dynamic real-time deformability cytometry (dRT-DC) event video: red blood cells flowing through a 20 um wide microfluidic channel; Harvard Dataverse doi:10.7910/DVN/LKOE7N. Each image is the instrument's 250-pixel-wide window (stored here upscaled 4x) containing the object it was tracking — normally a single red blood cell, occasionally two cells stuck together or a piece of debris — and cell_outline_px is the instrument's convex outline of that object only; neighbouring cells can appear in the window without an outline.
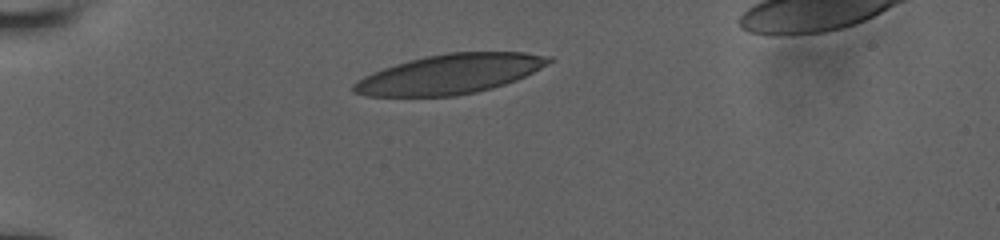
{"species": "human", "species_latin": "Homo sapiens", "temperature_condition": "room temperature", "stored_images_in_passage": 27, "camera_frame_rate_fps": 3000, "um_per_image_px": 0.085, "donor": {"sex": "male"}, "frame": {"image": 1, "passage_image": 1, "time_ms": 0.0, "image_size_px": [1000, 240], "cell_outline_px": [[556, 60], [516, 80], [492, 88], [476, 92], [456, 96], [364, 96], [352, 92], [352, 84], [364, 76], [372, 72], [396, 64], [424, 56], [448, 52], [524, 52], [552, 56]], "centroid_in_image_um": [38.25, 6.29], "position_along_channel_um": 46.8, "area_um2": 45.08}}
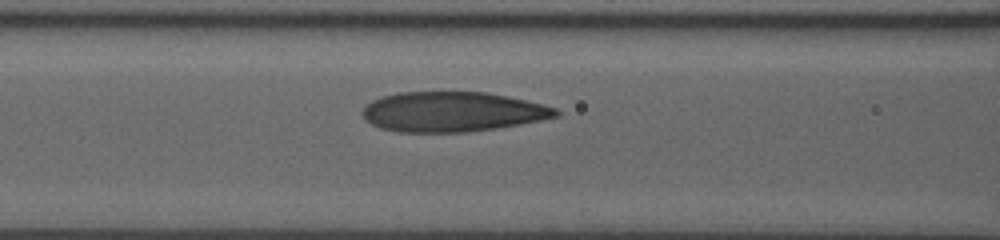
{"frame": {"image": 2, "passage_image": 18, "time_ms": 3.0, "image_size_px": [1000, 240], "cell_outline_px": [[560, 116], [520, 124], [496, 128], [464, 132], [400, 132], [380, 128], [372, 124], [364, 116], [364, 108], [372, 100], [380, 96], [396, 92], [484, 92], [524, 100], [556, 108], [560, 112]], "centroid_in_image_um": [38.44, 9.5], "position_along_channel_um": 128.2, "area_um2": 44.62}}
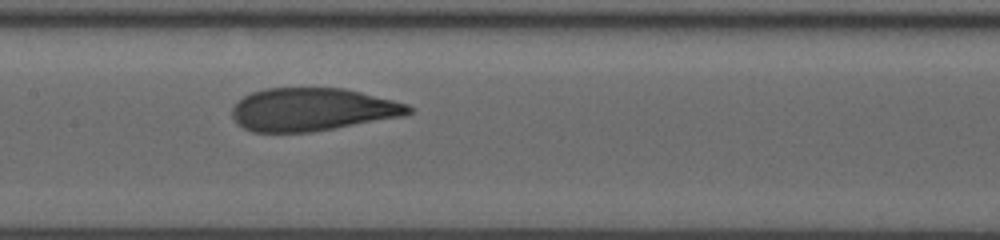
{"frame": {"image": 3, "passage_image": 26, "time_ms": 4.333, "image_size_px": [1000, 240], "cell_outline_px": [[412, 112], [400, 116], [312, 132], [252, 132], [236, 124], [232, 116], [232, 108], [244, 96], [252, 92], [264, 88], [344, 88], [408, 104], [412, 108]], "centroid_in_image_um": [26.49, 9.3], "position_along_channel_um": 180.9, "area_um2": 43.81}}